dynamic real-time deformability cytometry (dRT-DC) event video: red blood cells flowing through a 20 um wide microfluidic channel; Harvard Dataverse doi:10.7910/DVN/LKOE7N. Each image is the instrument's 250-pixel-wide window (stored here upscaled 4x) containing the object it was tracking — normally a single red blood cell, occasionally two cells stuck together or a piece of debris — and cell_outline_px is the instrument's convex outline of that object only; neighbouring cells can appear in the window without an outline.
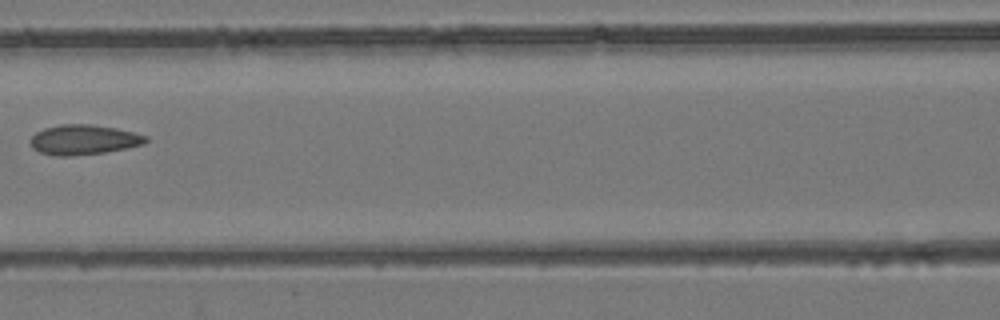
{"species": "common noctule bat (a hibernating species)", "species_latin": "Nyctalus noctula", "temperature_condition": "room temperature", "stored_images_in_passage": 4, "camera_frame_rate_fps": 3000, "um_per_image_px": 0.085, "animal": {"sex": "female", "body_mass_g": 24.6, "forearm_length_mm": 56.2}, "frame": {"image": 1, "passage_image": 4, "time_ms": 1.0, "image_size_px": [1000, 320], "cell_outline_px": [[148, 140], [144, 144], [104, 152], [68, 156], [52, 156], [40, 152], [32, 148], [28, 140], [36, 132], [44, 128], [60, 124], [88, 124], [116, 128], [148, 136]], "centroid_in_image_um": [7.06, 11.87], "position_along_channel_um": 159.5, "area_um2": 20.11}}